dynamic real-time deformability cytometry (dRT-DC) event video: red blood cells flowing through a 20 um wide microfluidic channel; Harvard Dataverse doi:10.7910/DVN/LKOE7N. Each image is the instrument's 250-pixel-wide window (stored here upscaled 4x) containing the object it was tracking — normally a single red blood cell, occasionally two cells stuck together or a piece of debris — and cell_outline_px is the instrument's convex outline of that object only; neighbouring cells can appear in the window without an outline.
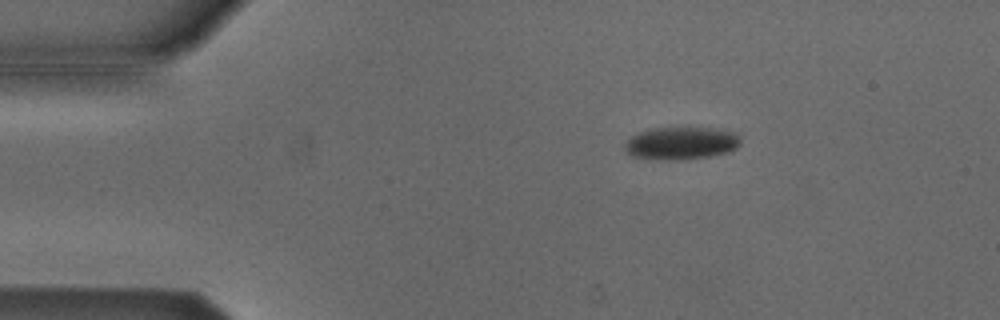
{"species": "Egyptian fruit bat (a non-hibernating species)", "species_latin": "Rousettus aegyptiacus", "temperature_condition": "cold", "stored_images_in_passage": 53, "camera_frame_rate_fps": 3000, "um_per_image_px": 0.085, "animal": {"sex": "male"}, "frame": {"image": 1, "passage_image": 9, "time_ms": 2.667, "image_size_px": [1000, 320], "cell_outline_px": [[740, 144], [736, 148], [728, 152], [708, 156], [680, 160], [656, 160], [628, 156], [624, 152], [624, 144], [632, 136], [640, 132], [656, 128], [712, 128], [736, 132], [740, 140]], "centroid_in_image_um": [57.86, 12.19], "position_along_channel_um": 27.1, "area_um2": 22.14}}
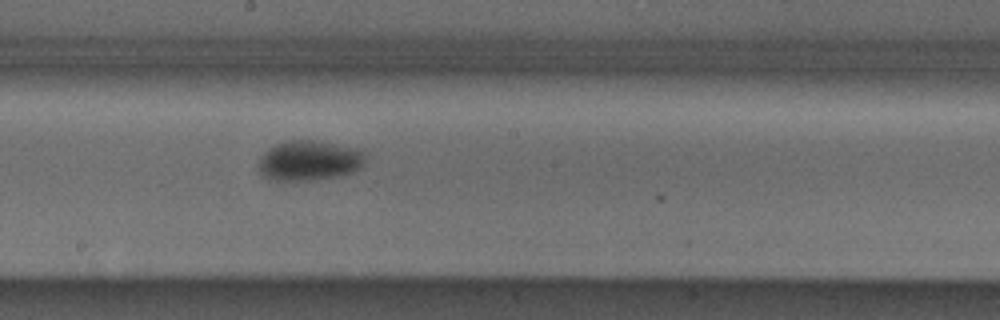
{"frame": {"image": 2, "passage_image": 29, "time_ms": 9.333, "image_size_px": [1000, 320], "cell_outline_px": [[364, 164], [360, 168], [352, 172], [336, 176], [308, 180], [268, 180], [256, 168], [256, 164], [260, 156], [268, 148], [276, 144], [288, 140], [312, 140], [360, 148], [364, 152]], "centroid_in_image_um": [26.23, 13.64], "position_along_channel_um": 222.0, "area_um2": 25.14}}
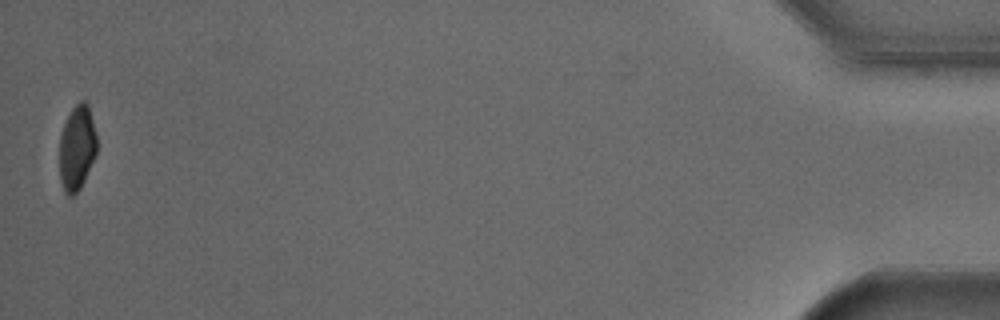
{"frame": {"image": 3, "passage_image": 53, "time_ms": 17.333, "image_size_px": [1000, 320], "cell_outline_px": [[96, 152], [84, 180], [80, 188], [72, 196], [68, 196], [64, 192], [60, 180], [60, 136], [64, 124], [72, 108], [80, 100], [84, 100], [88, 104], [96, 132]], "centroid_in_image_um": [6.53, 12.55], "position_along_channel_um": 428.7, "area_um2": 18.32}, "authors_computed_cell_mechanics": {"area_um2": 22.4264, "velocity_mm_per_s": 3.8142, "shape_relaxation_time_tau1_ms": 3.0845, "shape_relaxation_time_tau2_ms": null, "deformation_change_tau1": 0.064, "deformation_change_tau2": null}}